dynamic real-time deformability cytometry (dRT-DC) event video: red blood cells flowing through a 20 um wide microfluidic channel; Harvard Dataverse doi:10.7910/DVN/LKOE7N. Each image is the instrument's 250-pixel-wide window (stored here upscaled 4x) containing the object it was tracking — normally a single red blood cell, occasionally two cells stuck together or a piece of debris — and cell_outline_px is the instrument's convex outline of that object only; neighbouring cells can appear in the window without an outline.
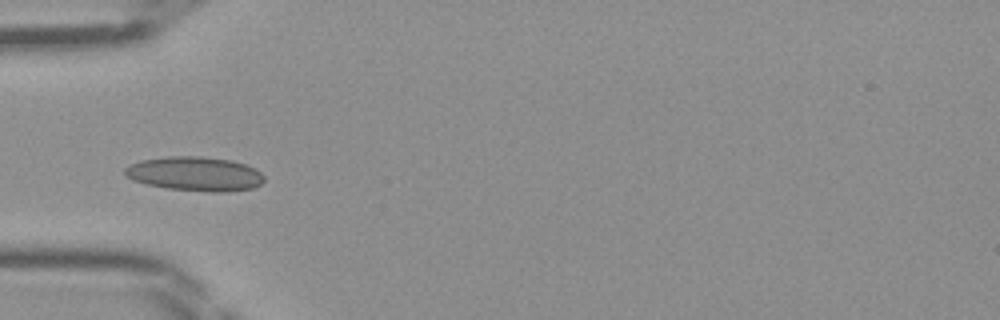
{"species": "Egyptian fruit bat (a non-hibernating species)", "species_latin": "Rousettus aegyptiacus", "temperature_condition": "room temperature", "stored_images_in_passage": 30, "camera_frame_rate_fps": 3000, "um_per_image_px": 0.085, "frame": {"image": 1, "passage_image": 1, "time_ms": 0.0, "image_size_px": [1000, 320], "cell_outline_px": [[264, 180], [260, 184], [252, 188], [224, 192], [212, 192], [168, 188], [144, 184], [132, 180], [124, 176], [124, 168], [140, 160], [168, 156], [200, 156], [232, 160], [256, 168], [264, 176]], "centroid_in_image_um": [16.55, 14.77], "position_along_channel_um": 68.4, "area_um2": 27.92}}
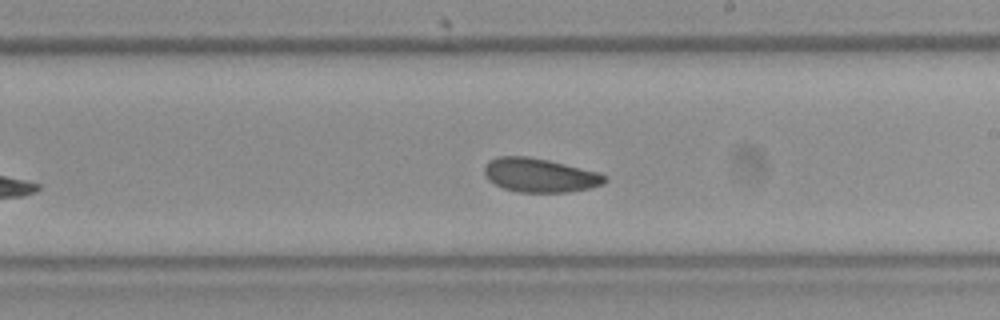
{"frame": {"image": 2, "passage_image": 13, "time_ms": 4.0, "image_size_px": [1000, 320], "cell_outline_px": [[608, 180], [604, 184], [588, 188], [568, 192], [516, 192], [504, 188], [488, 180], [484, 172], [484, 168], [488, 160], [496, 156], [528, 156], [548, 160], [600, 172], [608, 176]], "centroid_in_image_um": [45.9, 14.89], "position_along_channel_um": 243.1, "area_um2": 23.99}}
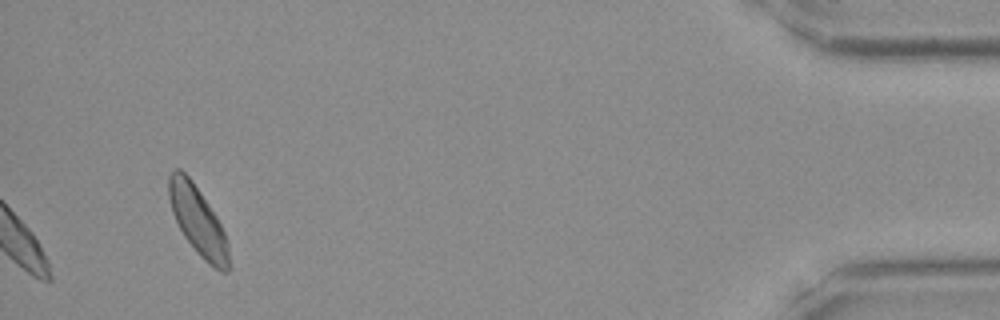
{"frame": {"image": 3, "passage_image": 30, "time_ms": 9.667, "image_size_px": [1000, 320], "cell_outline_px": [[232, 268], [228, 272], [220, 272], [208, 264], [196, 252], [184, 236], [172, 212], [168, 196], [168, 176], [176, 168], [180, 168], [192, 180], [216, 216], [228, 240]], "centroid_in_image_um": [16.86, 18.83], "position_along_channel_um": 418.3, "area_um2": 24.28}}